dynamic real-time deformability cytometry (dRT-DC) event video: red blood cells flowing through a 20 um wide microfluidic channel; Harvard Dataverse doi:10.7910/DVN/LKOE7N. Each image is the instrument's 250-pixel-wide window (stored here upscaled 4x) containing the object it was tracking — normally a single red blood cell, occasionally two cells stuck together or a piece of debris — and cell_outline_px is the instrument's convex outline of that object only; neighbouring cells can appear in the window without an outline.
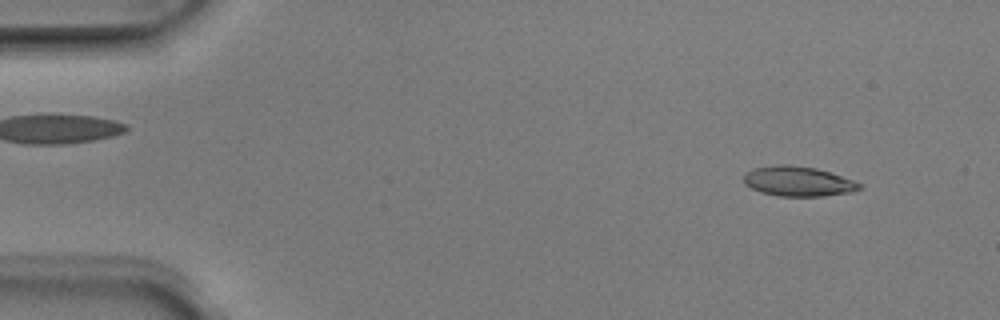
{"species": "Egyptian fruit bat (a non-hibernating species)", "species_latin": "Rousettus aegyptiacus", "temperature_condition": "room temperature", "stored_images_in_passage": 4, "camera_frame_rate_fps": 3000, "um_per_image_px": 0.085, "animal": {"sex": "male"}, "frame": {"image": 1, "passage_image": 1, "time_ms": 0.0, "image_size_px": [1000, 320], "cell_outline_px": [[864, 188], [852, 192], [824, 196], [776, 196], [760, 192], [744, 184], [744, 172], [756, 168], [776, 164], [788, 164], [816, 168], [864, 184]], "centroid_in_image_um": [67.84, 15.42], "position_along_channel_um": 17.2, "area_um2": 20.29}}
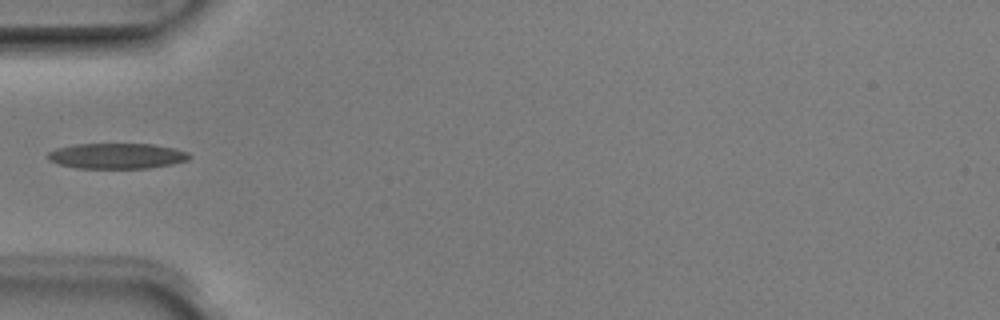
{"frame": {"image": 2, "passage_image": 4, "time_ms": 1.0, "image_size_px": [1000, 320], "cell_outline_px": [[192, 156], [188, 160], [172, 164], [148, 168], [76, 168], [60, 164], [48, 160], [48, 152], [56, 148], [76, 144], [152, 144], [176, 148], [188, 152]], "centroid_in_image_um": [9.96, 13.25], "position_along_channel_um": 75.0, "area_um2": 21.1}}